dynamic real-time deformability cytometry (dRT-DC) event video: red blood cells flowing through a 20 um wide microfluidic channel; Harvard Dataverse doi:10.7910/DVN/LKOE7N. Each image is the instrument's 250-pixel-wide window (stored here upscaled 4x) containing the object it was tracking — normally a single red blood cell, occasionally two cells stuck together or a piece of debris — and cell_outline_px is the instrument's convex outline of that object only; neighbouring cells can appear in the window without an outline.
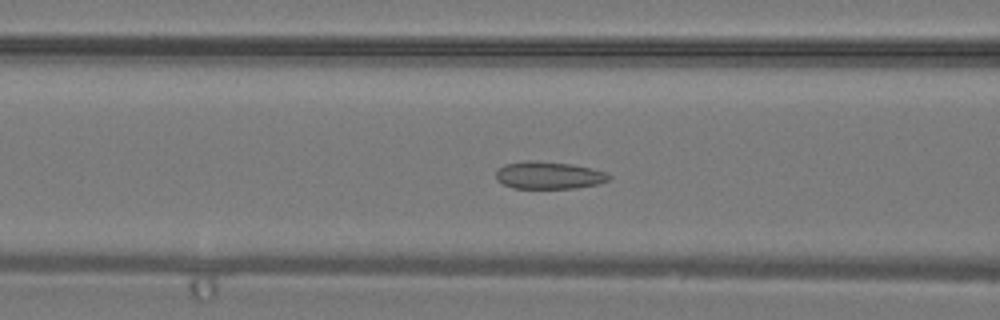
{"species": "common noctule bat (a hibernating species)", "species_latin": "Nyctalus noctula", "temperature_condition": "warm", "stored_images_in_passage": 39, "camera_frame_rate_fps": 3000, "um_per_image_px": 0.085, "animal": {"sex": "male", "body_mass_g": 19.2, "forearm_length_mm": 51.8}, "frame": {"image": 1, "passage_image": 16, "time_ms": 5.0, "image_size_px": [1000, 320], "cell_outline_px": [[612, 176], [608, 180], [596, 184], [576, 188], [512, 188], [496, 180], [496, 172], [504, 164], [528, 160], [536, 160], [572, 164], [604, 172]], "centroid_in_image_um": [46.6, 14.89], "position_along_channel_um": 120.0, "area_um2": 17.92}}
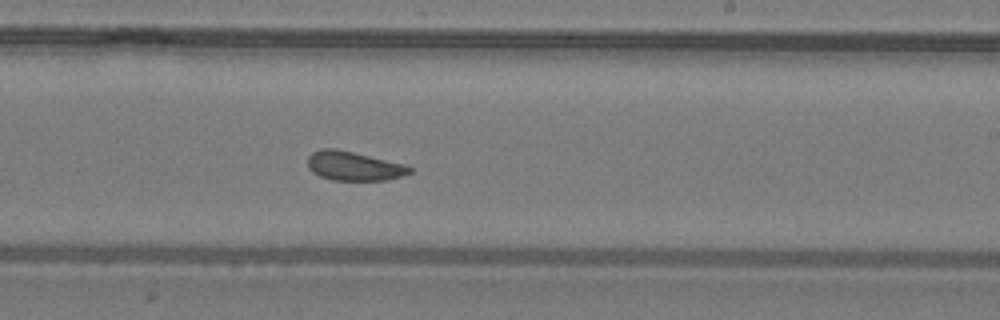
{"frame": {"image": 2, "passage_image": 24, "time_ms": 7.667, "image_size_px": [1000, 320], "cell_outline_px": [[412, 172], [388, 180], [332, 180], [320, 176], [312, 172], [308, 168], [308, 156], [312, 152], [320, 148], [336, 148], [404, 164], [412, 168]], "centroid_in_image_um": [30.04, 14.11], "position_along_channel_um": 259.0, "area_um2": 17.28}}
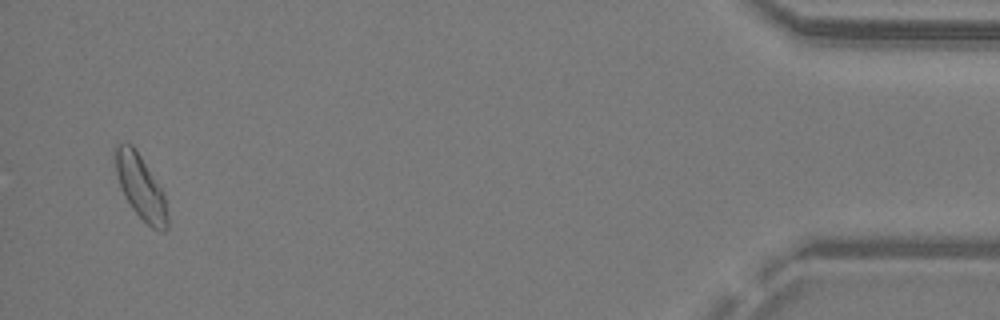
{"frame": {"image": 3, "passage_image": 38, "time_ms": 12.333, "image_size_px": [1000, 320], "cell_outline_px": [[168, 228], [164, 232], [160, 232], [152, 228], [132, 208], [124, 196], [116, 172], [116, 144], [132, 144], [140, 156], [160, 188], [164, 196], [168, 216]], "centroid_in_image_um": [11.98, 15.96], "position_along_channel_um": 423.2, "area_um2": 18.79}}